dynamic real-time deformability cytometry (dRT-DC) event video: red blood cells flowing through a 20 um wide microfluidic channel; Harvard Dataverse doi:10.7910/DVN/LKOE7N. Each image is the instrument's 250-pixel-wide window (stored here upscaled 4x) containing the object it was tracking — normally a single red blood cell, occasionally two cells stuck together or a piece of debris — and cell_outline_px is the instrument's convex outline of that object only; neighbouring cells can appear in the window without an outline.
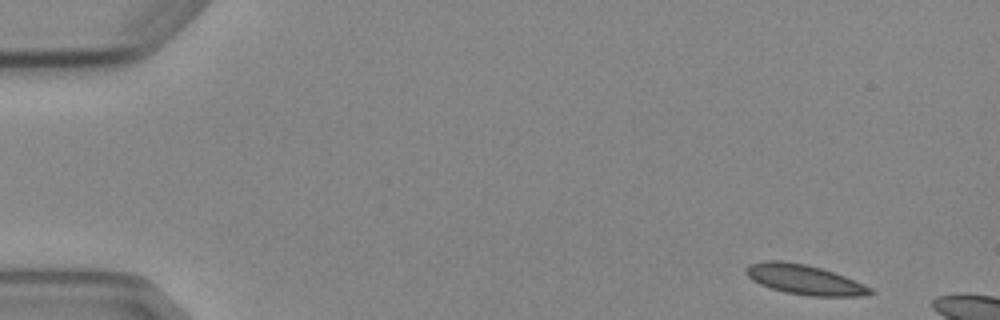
{"species": "Egyptian fruit bat (a non-hibernating species)", "species_latin": "Rousettus aegyptiacus", "temperature_condition": "cold", "stored_images_in_passage": 3, "camera_frame_rate_fps": 3000, "um_per_image_px": 0.085, "animal": {"sex": "female"}, "frame": {"image": 1, "passage_image": 1, "time_ms": 0.0, "image_size_px": [1000, 320], "cell_outline_px": [[876, 292], [860, 296], [808, 296], [784, 292], [760, 284], [752, 280], [744, 272], [744, 268], [748, 264], [764, 260], [780, 260], [804, 264], [820, 268], [844, 276], [864, 284], [872, 288]], "centroid_in_image_um": [68.34, 23.76], "position_along_channel_um": 16.7, "area_um2": 21.62}}